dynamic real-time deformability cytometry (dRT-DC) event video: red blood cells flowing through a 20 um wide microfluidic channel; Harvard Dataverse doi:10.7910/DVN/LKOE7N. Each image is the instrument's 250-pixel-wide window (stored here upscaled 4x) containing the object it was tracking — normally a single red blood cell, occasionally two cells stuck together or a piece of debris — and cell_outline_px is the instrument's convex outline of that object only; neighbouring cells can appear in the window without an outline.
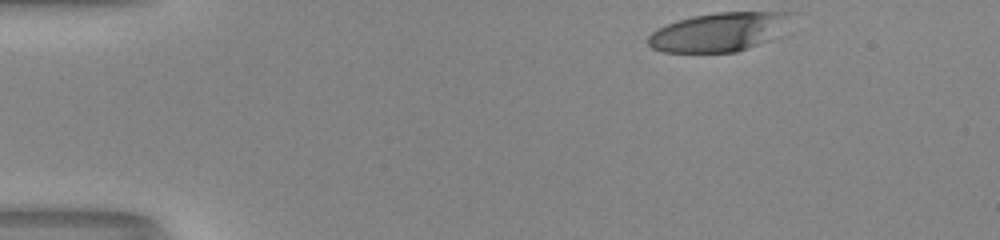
{"species": "human", "species_latin": "Homo sapiens", "temperature_condition": "room temperature", "stored_images_in_passage": 37, "camera_frame_rate_fps": 3000, "um_per_image_px": 0.085, "donor": {"sex": "male"}, "frame": {"image": 1, "passage_image": 1, "time_ms": 0.0, "image_size_px": [1000, 240], "cell_outline_px": [[796, 12], [772, 40], [736, 52], [664, 52], [652, 48], [648, 44], [648, 36], [656, 28], [692, 16], [716, 12]], "centroid_in_image_um": [61.1, 2.72], "position_along_channel_um": 23.9, "area_um2": 32.25}}
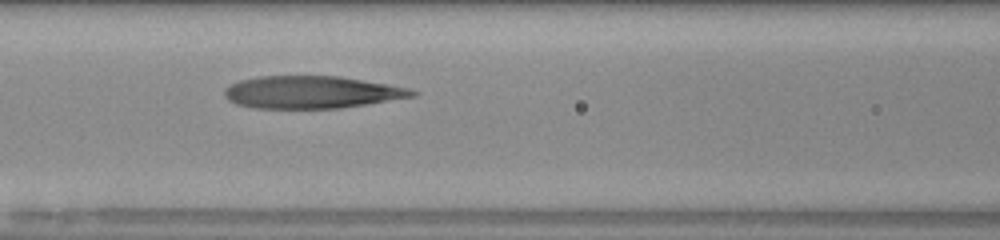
{"frame": {"image": 2, "passage_image": 17, "time_ms": 5.333, "image_size_px": [1000, 240], "cell_outline_px": [[420, 92], [416, 96], [340, 108], [252, 108], [236, 104], [228, 100], [224, 96], [224, 88], [240, 80], [260, 76], [340, 76], [388, 84], [408, 88]], "centroid_in_image_um": [26.48, 7.83], "position_along_channel_um": 140.1, "area_um2": 35.49}}
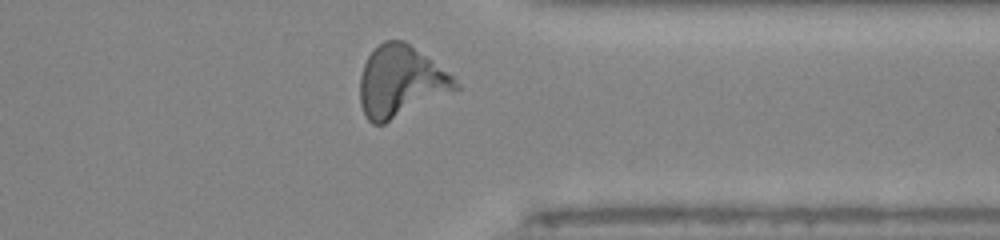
{"frame": {"image": 3, "passage_image": 35, "time_ms": 11.333, "image_size_px": [1000, 240], "cell_outline_px": [[460, 88], [384, 124], [372, 124], [364, 116], [360, 104], [360, 76], [364, 64], [368, 56], [384, 40], [404, 40], [452, 76], [460, 84]], "centroid_in_image_um": [34.02, 6.96], "position_along_channel_um": 377.4, "area_um2": 39.25}, "authors_computed_cell_mechanics": {"area_um2": 36.6452, "velocity_mm_per_s": 4.0188, "shape_relaxation_time_tau1_ms": null, "shape_relaxation_time_tau2_ms": 2.0028, "deformation_change_tau1": null, "deformation_change_tau2": 0.1268}}